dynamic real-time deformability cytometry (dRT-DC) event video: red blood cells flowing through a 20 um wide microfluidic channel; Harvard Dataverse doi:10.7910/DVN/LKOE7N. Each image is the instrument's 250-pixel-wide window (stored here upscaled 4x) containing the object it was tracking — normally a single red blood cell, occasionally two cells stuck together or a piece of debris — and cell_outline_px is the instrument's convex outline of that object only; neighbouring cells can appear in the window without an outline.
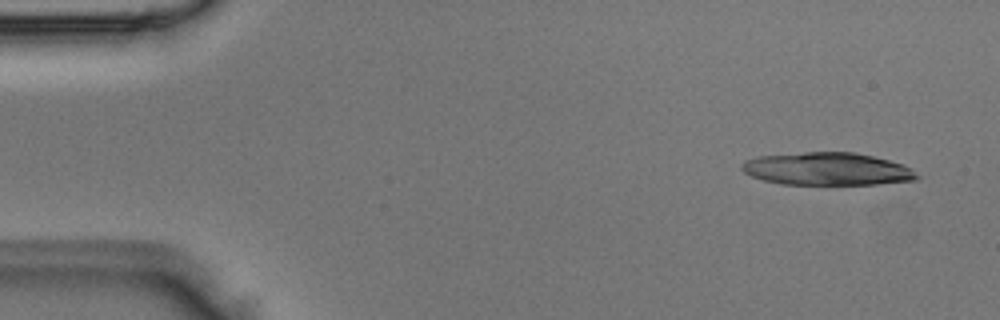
{"species": "Egyptian fruit bat (a non-hibernating species)", "species_latin": "Rousettus aegyptiacus", "temperature_condition": "room temperature", "stored_images_in_passage": 7, "camera_frame_rate_fps": 3000, "um_per_image_px": 0.085, "animal": {"sex": "male"}, "frame": {"image": 1, "passage_image": 1, "time_ms": 0.0, "image_size_px": [1000, 320], "cell_outline_px": [[920, 176], [916, 180], [876, 184], [780, 184], [764, 180], [752, 176], [744, 172], [740, 168], [740, 164], [744, 160], [756, 156], [804, 152], [856, 152], [904, 164]], "centroid_in_image_um": [70.28, 14.35], "position_along_channel_um": 14.7, "area_um2": 33.47}}
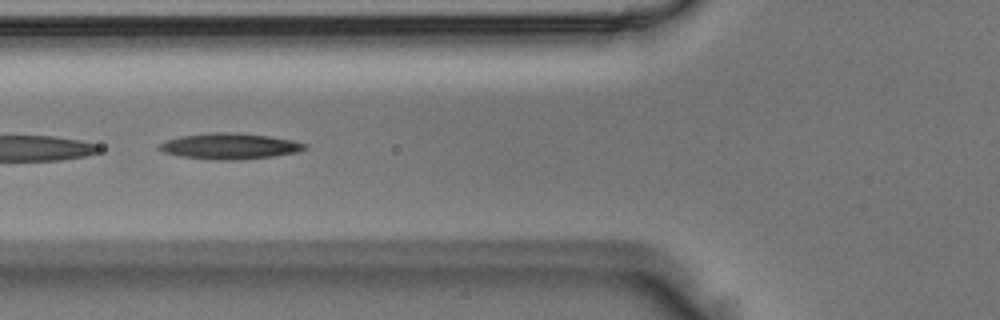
{"frame": {"image": 2, "passage_image": 5, "time_ms": 1.333, "image_size_px": [1000, 320], "cell_outline_px": [[308, 148], [296, 152], [272, 156], [236, 160], [216, 160], [180, 156], [164, 152], [156, 148], [160, 144], [168, 140], [180, 136], [208, 132], [236, 132], [268, 136], [292, 140], [308, 144]], "centroid_in_image_um": [19.52, 12.42], "position_along_channel_um": 106.3, "area_um2": 21.96}}
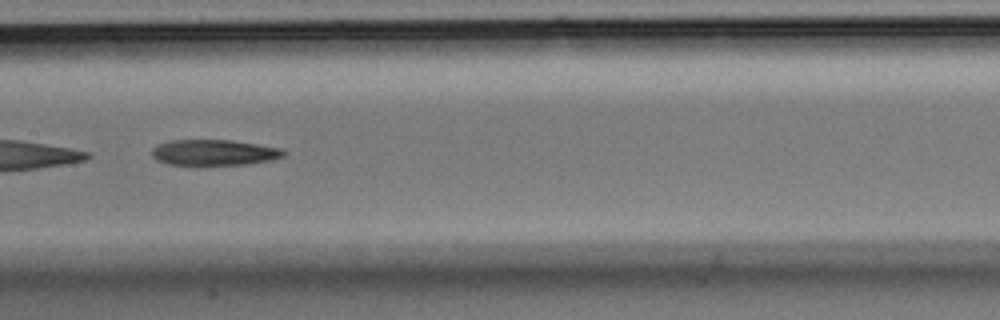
{"frame": {"image": 3, "passage_image": 7, "time_ms": 2.0, "image_size_px": [1000, 320], "cell_outline_px": [[288, 152], [284, 156], [272, 160], [244, 164], [196, 168], [168, 164], [156, 160], [152, 156], [152, 148], [156, 144], [172, 140], [232, 140], [284, 148]], "centroid_in_image_um": [18.18, 13.0], "position_along_channel_um": 189.2, "area_um2": 20.92}}